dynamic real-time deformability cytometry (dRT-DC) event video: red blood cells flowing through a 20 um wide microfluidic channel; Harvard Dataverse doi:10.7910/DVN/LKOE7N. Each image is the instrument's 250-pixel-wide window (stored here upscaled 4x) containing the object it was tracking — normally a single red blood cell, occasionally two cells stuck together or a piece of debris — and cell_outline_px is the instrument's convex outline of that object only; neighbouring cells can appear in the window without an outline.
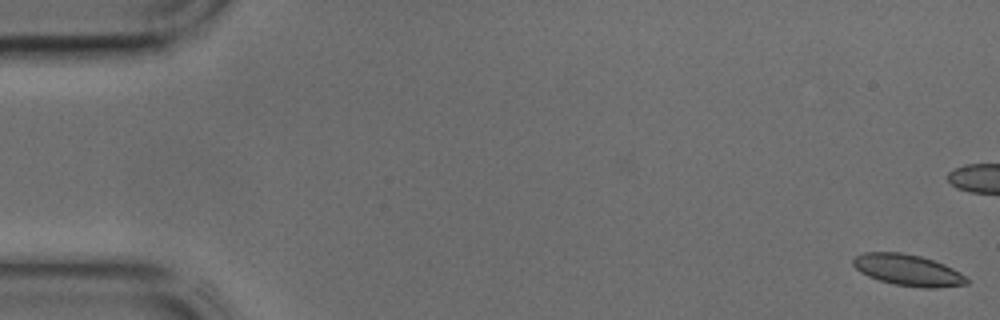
{"species": "common noctule bat (a hibernating species)", "species_latin": "Nyctalus noctula", "temperature_condition": "cold", "stored_images_in_passage": 41, "camera_frame_rate_fps": 3000, "um_per_image_px": 0.085, "animal": {"sex": "male", "body_mass_g": 17.9, "forearm_length_mm": 54.2}, "frame": {"image": 1, "passage_image": 1, "time_ms": 0.0, "image_size_px": [1000, 320], "cell_outline_px": [[972, 280], [968, 284], [936, 288], [924, 288], [896, 284], [880, 280], [868, 276], [860, 272], [852, 264], [852, 260], [856, 256], [864, 252], [904, 252], [920, 256], [944, 264], [960, 272]], "centroid_in_image_um": [77.21, 22.96], "position_along_channel_um": 7.8, "area_um2": 20.81}}